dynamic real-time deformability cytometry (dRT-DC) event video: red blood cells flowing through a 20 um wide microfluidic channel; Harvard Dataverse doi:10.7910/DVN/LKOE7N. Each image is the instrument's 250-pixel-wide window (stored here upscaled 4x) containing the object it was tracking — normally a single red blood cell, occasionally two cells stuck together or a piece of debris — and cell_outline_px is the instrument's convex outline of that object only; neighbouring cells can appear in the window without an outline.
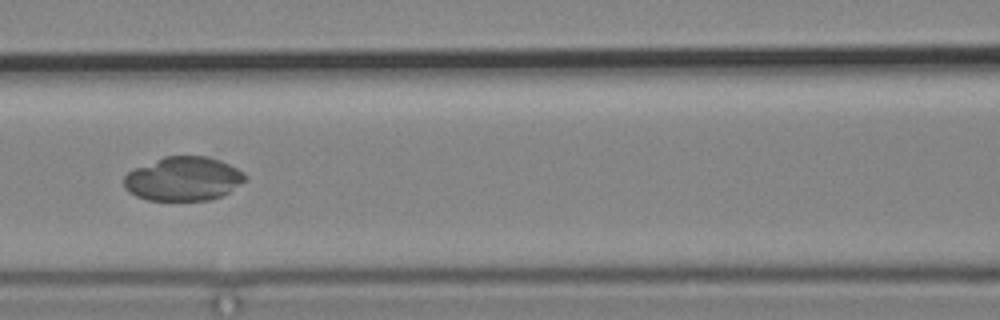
{"species": "common noctule bat (a hibernating species)", "species_latin": "Nyctalus noctula", "temperature_condition": "cold", "stored_images_in_passage": 9, "camera_frame_rate_fps": 3000, "um_per_image_px": 0.085, "animal": {"sex": "male", "body_mass_g": 19.2, "forearm_length_mm": 51.8}, "frame": {"image": 1, "passage_image": 8, "time_ms": 8.0, "image_size_px": [1000, 320], "cell_outline_px": [[248, 176], [240, 184], [228, 192], [220, 196], [208, 200], [148, 200], [136, 196], [128, 192], [124, 188], [124, 176], [128, 172], [136, 168], [164, 156], [208, 156], [220, 160], [244, 172]], "centroid_in_image_um": [15.57, 15.2], "position_along_channel_um": 151.0, "area_um2": 30.92}}
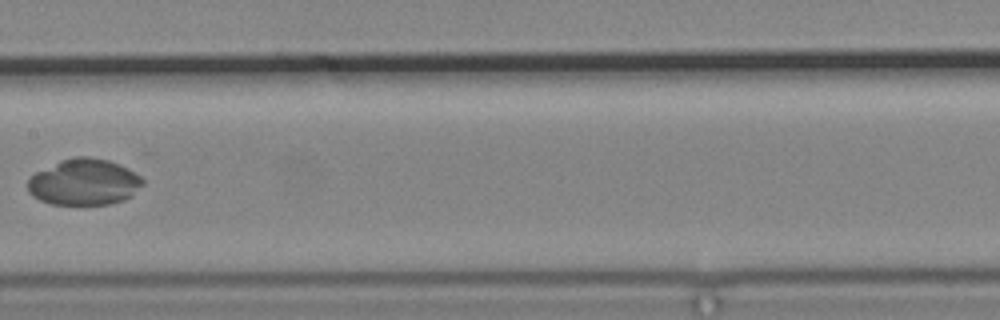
{"frame": {"image": 2, "passage_image": 9, "time_ms": 9.333, "image_size_px": [1000, 320], "cell_outline_px": [[144, 184], [132, 196], [124, 200], [108, 204], [52, 204], [40, 200], [32, 196], [28, 192], [28, 180], [36, 172], [60, 160], [72, 156], [88, 156], [108, 160], [120, 164], [128, 168], [140, 176], [144, 180]], "centroid_in_image_um": [7.16, 15.47], "position_along_channel_um": 200.2, "area_um2": 31.15}}